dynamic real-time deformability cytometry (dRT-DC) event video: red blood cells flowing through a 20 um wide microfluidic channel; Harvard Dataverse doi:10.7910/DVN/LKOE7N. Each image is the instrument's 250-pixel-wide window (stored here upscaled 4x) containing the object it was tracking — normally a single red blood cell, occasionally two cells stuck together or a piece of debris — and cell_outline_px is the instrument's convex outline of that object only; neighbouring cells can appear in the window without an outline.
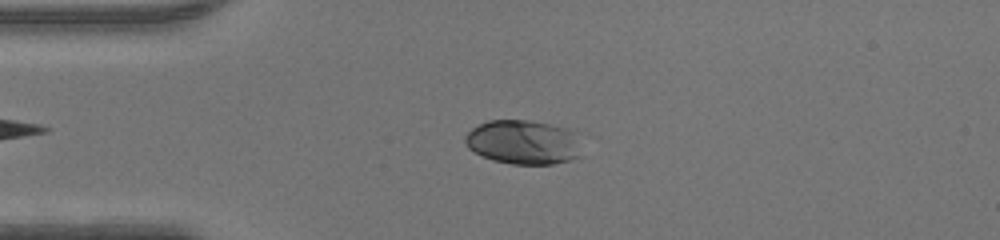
{"species": "human", "species_latin": "Homo sapiens", "temperature_condition": "warm", "stored_images_in_passage": 47, "camera_frame_rate_fps": 3000, "um_per_image_px": 0.085, "donor": {"sex": "male"}, "frame": {"image": 1, "passage_image": 11, "time_ms": 3.333, "image_size_px": [1000, 240], "cell_outline_px": [[580, 156], [568, 160], [552, 164], [512, 164], [492, 160], [468, 148], [464, 140], [464, 136], [472, 128], [488, 120], [528, 120], [552, 124], [568, 128], [576, 132]], "centroid_in_image_um": [44.47, 12.07], "position_along_channel_um": 40.5, "area_um2": 30.06}}
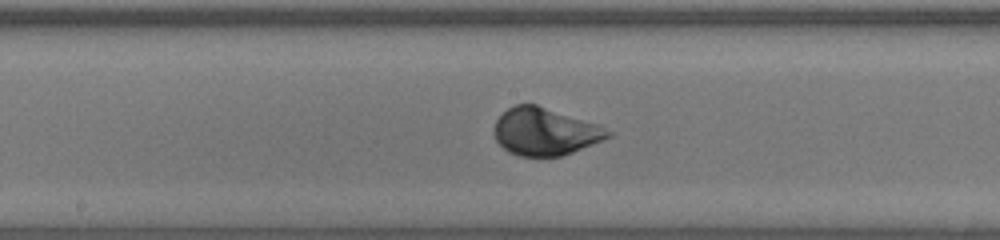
{"frame": {"image": 2, "passage_image": 24, "time_ms": 7.667, "image_size_px": [1000, 240], "cell_outline_px": [[616, 132], [612, 136], [604, 140], [572, 152], [560, 156], [520, 156], [508, 152], [496, 140], [492, 132], [492, 128], [496, 120], [508, 108], [516, 104], [536, 104], [600, 124]], "centroid_in_image_um": [46.36, 11.18], "position_along_channel_um": 201.8, "area_um2": 31.85}}
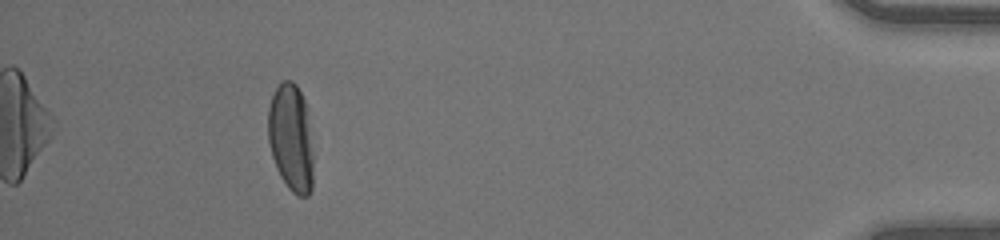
{"frame": {"image": 3, "passage_image": 43, "time_ms": 14.0, "image_size_px": [1000, 240], "cell_outline_px": [[312, 188], [308, 196], [296, 196], [288, 188], [280, 176], [276, 168], [272, 156], [268, 140], [268, 108], [272, 96], [280, 80], [292, 80], [296, 84], [304, 100], [312, 152]], "centroid_in_image_um": [24.7, 11.73], "position_along_channel_um": 410.5, "area_um2": 28.15}}